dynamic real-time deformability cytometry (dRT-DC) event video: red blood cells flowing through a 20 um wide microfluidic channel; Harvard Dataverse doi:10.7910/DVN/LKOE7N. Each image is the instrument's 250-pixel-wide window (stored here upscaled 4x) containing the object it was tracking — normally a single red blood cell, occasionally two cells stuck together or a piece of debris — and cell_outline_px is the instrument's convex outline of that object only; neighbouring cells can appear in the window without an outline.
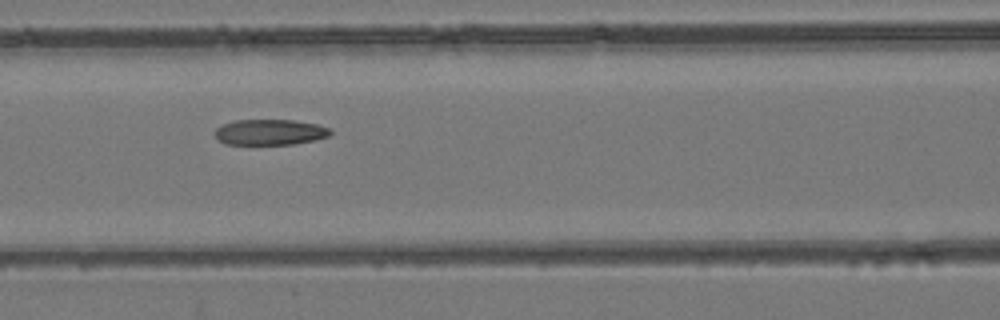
{"species": "common noctule bat (a hibernating species)", "species_latin": "Nyctalus noctula", "temperature_condition": "room temperature", "stored_images_in_passage": 8, "camera_frame_rate_fps": 3000, "um_per_image_px": 0.085, "animal": {"sex": "female", "body_mass_g": 24.6, "forearm_length_mm": 56.2}, "frame": {"image": 1, "passage_image": 7, "time_ms": 7.0, "image_size_px": [1000, 320], "cell_outline_px": [[332, 132], [328, 136], [316, 140], [292, 144], [224, 144], [216, 140], [216, 128], [224, 124], [236, 120], [292, 120], [316, 124], [328, 128]], "centroid_in_image_um": [22.93, 11.24], "position_along_channel_um": 143.7, "area_um2": 17.17}}
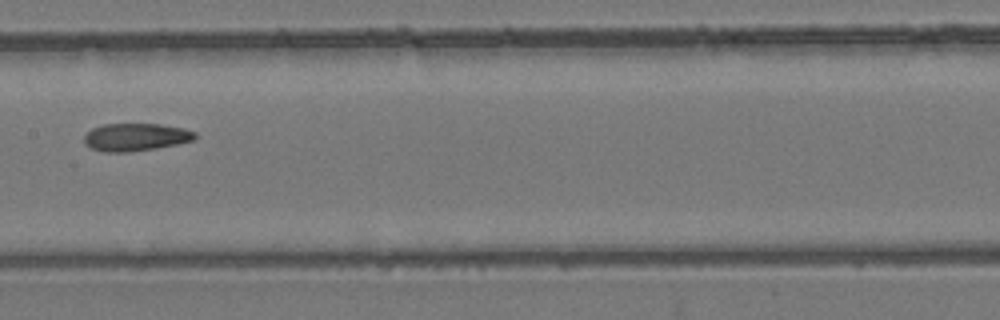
{"frame": {"image": 2, "passage_image": 8, "time_ms": 8.333, "image_size_px": [1000, 320], "cell_outline_px": [[196, 140], [156, 148], [128, 152], [104, 152], [88, 148], [84, 144], [84, 136], [92, 128], [104, 124], [160, 124], [184, 128], [196, 132]], "centroid_in_image_um": [11.52, 11.66], "position_along_channel_um": 195.9, "area_um2": 18.03}}